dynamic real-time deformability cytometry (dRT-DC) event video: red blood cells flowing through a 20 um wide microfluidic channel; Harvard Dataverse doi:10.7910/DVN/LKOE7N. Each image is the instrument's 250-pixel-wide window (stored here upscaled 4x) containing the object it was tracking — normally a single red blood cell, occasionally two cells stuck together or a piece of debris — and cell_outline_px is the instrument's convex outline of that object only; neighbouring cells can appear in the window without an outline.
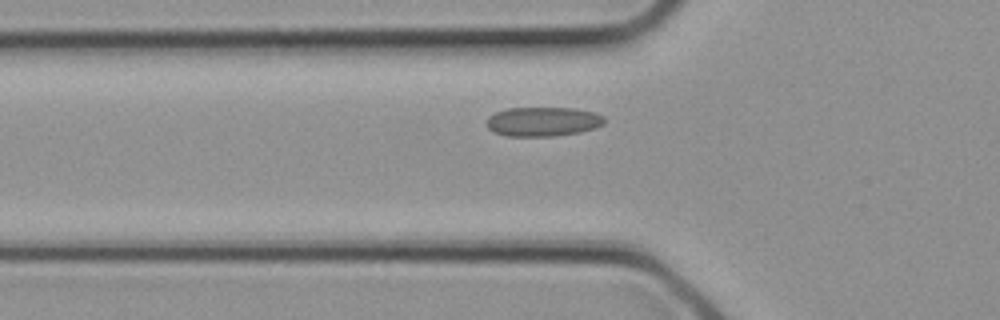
{"species": "common noctule bat (a hibernating species)", "species_latin": "Nyctalus noctula", "temperature_condition": "cold", "stored_images_in_passage": 3, "camera_frame_rate_fps": 3000, "um_per_image_px": 0.085, "animal": {"sex": "female", "body_mass_g": 21.9}, "frame": {"image": 1, "passage_image": 3, "time_ms": 0.667, "image_size_px": [1000, 320], "cell_outline_px": [[604, 124], [596, 128], [580, 132], [552, 136], [508, 136], [492, 132], [488, 128], [488, 116], [496, 112], [508, 108], [576, 108], [596, 112], [604, 116]], "centroid_in_image_um": [46.18, 10.33], "position_along_channel_um": 79.6, "area_um2": 20.23}}